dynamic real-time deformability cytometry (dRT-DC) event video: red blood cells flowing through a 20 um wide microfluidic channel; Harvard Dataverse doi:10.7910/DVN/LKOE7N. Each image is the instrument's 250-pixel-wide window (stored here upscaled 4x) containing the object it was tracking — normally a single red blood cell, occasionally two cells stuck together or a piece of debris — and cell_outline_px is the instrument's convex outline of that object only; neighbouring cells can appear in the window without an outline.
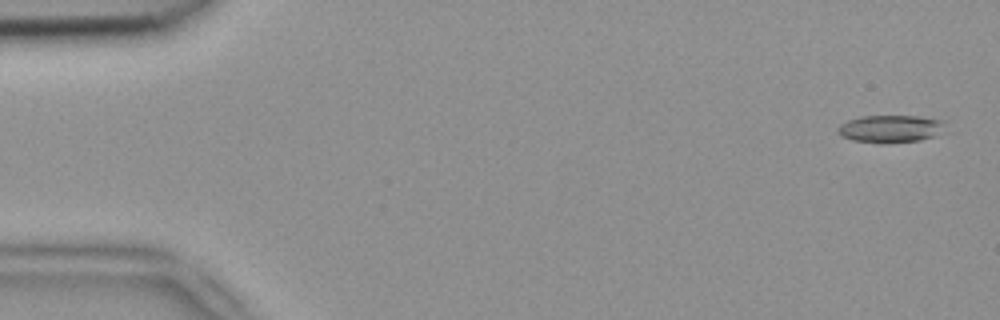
{"species": "common noctule bat (a hibernating species)", "species_latin": "Nyctalus noctula", "temperature_condition": "room temperature", "stored_images_in_passage": 4, "camera_frame_rate_fps": 3000, "um_per_image_px": 0.085, "animal": {"sex": "female", "body_mass_g": 18.4}, "frame": {"image": 1, "passage_image": 1, "time_ms": 0.0, "image_size_px": [1000, 320], "cell_outline_px": [[948, 132], [920, 140], [884, 144], [880, 144], [852, 140], [840, 136], [836, 132], [836, 128], [840, 124], [848, 120], [860, 116], [920, 116], [948, 120]], "centroid_in_image_um": [75.79, 10.95], "position_along_channel_um": 9.2, "area_um2": 18.09}}